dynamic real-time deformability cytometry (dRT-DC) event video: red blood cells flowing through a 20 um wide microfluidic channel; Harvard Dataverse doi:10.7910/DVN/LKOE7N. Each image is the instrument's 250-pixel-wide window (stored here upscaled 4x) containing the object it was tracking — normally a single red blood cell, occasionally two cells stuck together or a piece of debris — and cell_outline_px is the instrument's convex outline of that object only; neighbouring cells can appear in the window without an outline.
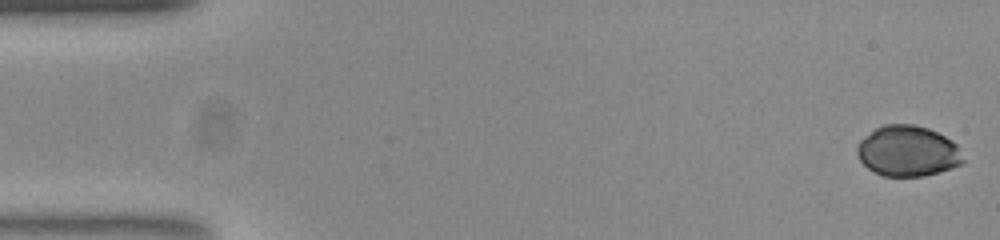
{"species": "common noctule bat (a hibernating species)", "species_latin": "Nyctalus noctula", "temperature_condition": "room temperature", "stored_images_in_passage": 54, "camera_frame_rate_fps": 3000, "um_per_image_px": 0.085, "animal": {"sex": "female", "body_mass_g": 23.0, "forearm_length_mm": 53.4}, "frame": {"image": 1, "passage_image": 1, "time_ms": 0.0, "image_size_px": [1000, 240], "cell_outline_px": [[964, 160], [960, 164], [952, 168], [940, 172], [924, 176], [884, 176], [868, 168], [860, 160], [856, 152], [856, 144], [860, 140], [876, 128], [884, 124], [912, 124], [928, 128], [952, 140], [956, 144]], "centroid_in_image_um": [77.14, 12.84], "position_along_channel_um": 7.9, "area_um2": 31.21}}
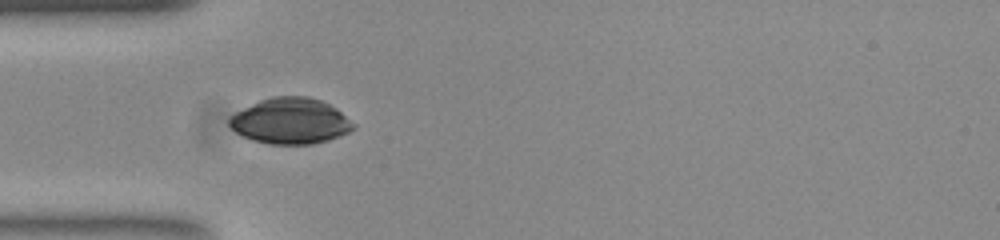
{"frame": {"image": 2, "passage_image": 16, "time_ms": 5.0, "image_size_px": [1000, 240], "cell_outline_px": [[356, 128], [348, 132], [328, 140], [312, 144], [268, 144], [252, 140], [236, 132], [228, 124], [228, 120], [236, 112], [260, 100], [272, 96], [308, 96], [320, 100], [336, 108], [356, 124]], "centroid_in_image_um": [24.7, 10.29], "position_along_channel_um": 60.3, "area_um2": 33.06}}
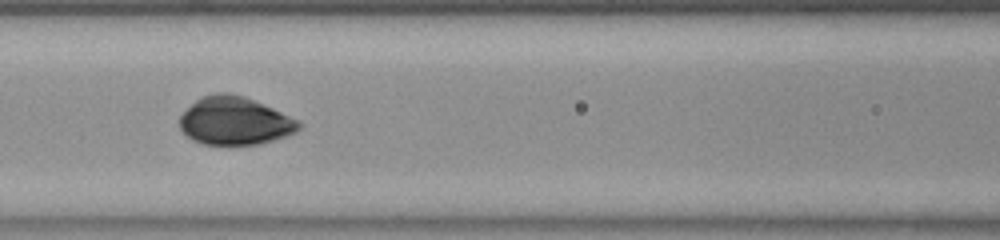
{"frame": {"image": 3, "passage_image": 23, "time_ms": 7.333, "image_size_px": [1000, 240], "cell_outline_px": [[300, 128], [296, 132], [260, 144], [204, 144], [192, 140], [180, 128], [180, 116], [196, 100], [204, 96], [216, 92], [228, 92], [244, 96], [264, 104], [300, 120]], "centroid_in_image_um": [19.97, 10.26], "position_along_channel_um": 146.6, "area_um2": 33.12}}